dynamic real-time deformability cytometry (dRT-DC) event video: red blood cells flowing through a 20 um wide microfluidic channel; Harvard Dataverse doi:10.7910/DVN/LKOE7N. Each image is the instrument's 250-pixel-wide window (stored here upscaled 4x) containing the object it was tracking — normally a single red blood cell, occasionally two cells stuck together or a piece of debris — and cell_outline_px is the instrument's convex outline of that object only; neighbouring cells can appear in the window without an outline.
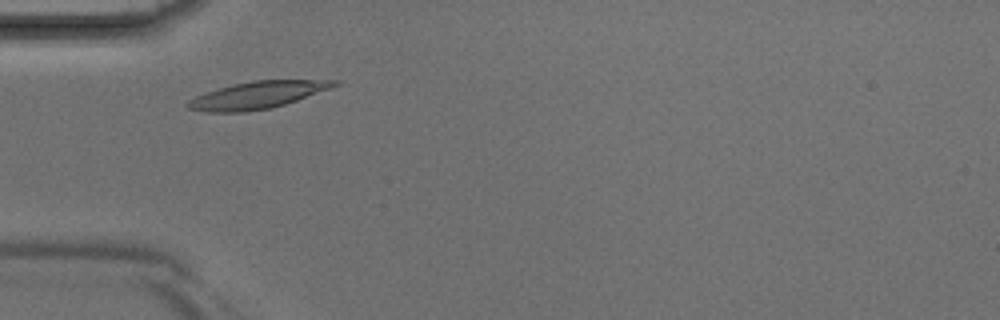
{"species": "Egyptian fruit bat (a non-hibernating species)", "species_latin": "Rousettus aegyptiacus", "temperature_condition": "room temperature", "stored_images_in_passage": 2, "camera_frame_rate_fps": 3000, "um_per_image_px": 0.085, "animal": {"sex": "male"}, "frame": {"image": 1, "passage_image": 2, "time_ms": 0.333, "image_size_px": [1000, 320], "cell_outline_px": [[340, 84], [332, 88], [272, 108], [244, 112], [204, 112], [188, 108], [184, 104], [188, 100], [196, 96], [232, 84], [252, 80], [340, 80]], "centroid_in_image_um": [21.88, 8.08], "position_along_channel_um": 63.1, "area_um2": 23.12}}